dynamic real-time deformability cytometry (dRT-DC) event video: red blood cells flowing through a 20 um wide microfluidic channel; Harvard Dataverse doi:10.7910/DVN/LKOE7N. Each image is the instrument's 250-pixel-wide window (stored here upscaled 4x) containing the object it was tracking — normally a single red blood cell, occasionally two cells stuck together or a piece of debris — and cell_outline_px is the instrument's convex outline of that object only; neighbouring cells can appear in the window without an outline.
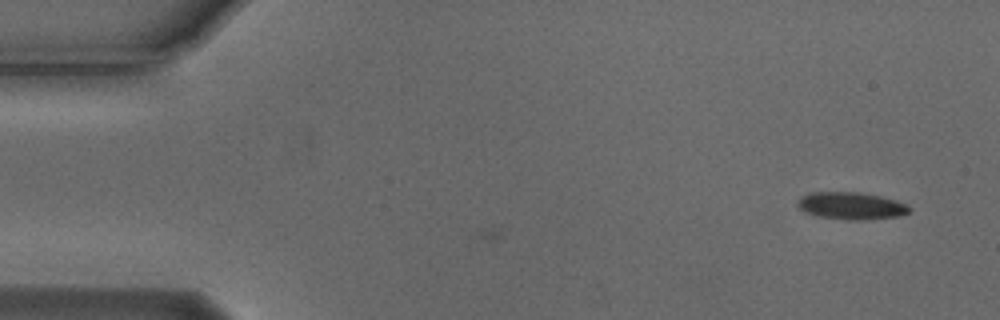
{"species": "Egyptian fruit bat (a non-hibernating species)", "species_latin": "Rousettus aegyptiacus", "temperature_condition": "cold", "stored_images_in_passage": 2, "camera_frame_rate_fps": 3000, "um_per_image_px": 0.085, "animal": {"sex": "male"}, "frame": {"image": 1, "passage_image": 2, "time_ms": 0.333, "image_size_px": [1000, 320], "cell_outline_px": [[912, 208], [908, 212], [896, 216], [864, 220], [848, 220], [820, 216], [804, 212], [796, 204], [800, 196], [812, 192], [856, 192], [880, 196], [896, 200], [908, 204]], "centroid_in_image_um": [72.34, 17.48], "position_along_channel_um": 12.7, "area_um2": 17.69}}